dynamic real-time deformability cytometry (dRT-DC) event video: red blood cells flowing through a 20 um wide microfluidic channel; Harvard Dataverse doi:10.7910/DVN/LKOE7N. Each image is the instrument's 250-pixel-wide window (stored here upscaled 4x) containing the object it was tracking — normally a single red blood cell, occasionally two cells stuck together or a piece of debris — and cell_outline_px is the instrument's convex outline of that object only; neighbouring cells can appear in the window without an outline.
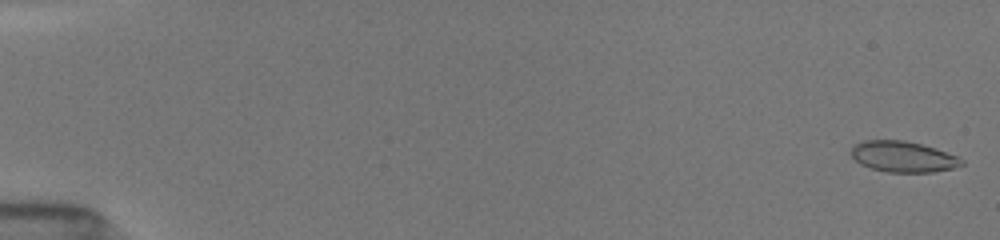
{"species": "common noctule bat (a hibernating species)", "species_latin": "Nyctalus noctula", "temperature_condition": "room temperature", "stored_images_in_passage": 24, "camera_frame_rate_fps": 3000, "um_per_image_px": 0.085, "animal": {"sex": "female", "body_mass_g": 19.5, "forearm_length_mm": 54.1}, "frame": {"image": 1, "passage_image": 1, "time_ms": 0.0, "image_size_px": [1000, 240], "cell_outline_px": [[964, 164], [952, 168], [932, 172], [888, 172], [872, 168], [860, 164], [852, 156], [852, 148], [856, 144], [868, 140], [904, 140], [920, 144], [956, 156], [964, 160]], "centroid_in_image_um": [76.76, 13.32], "position_along_channel_um": 8.2, "area_um2": 19.42}}
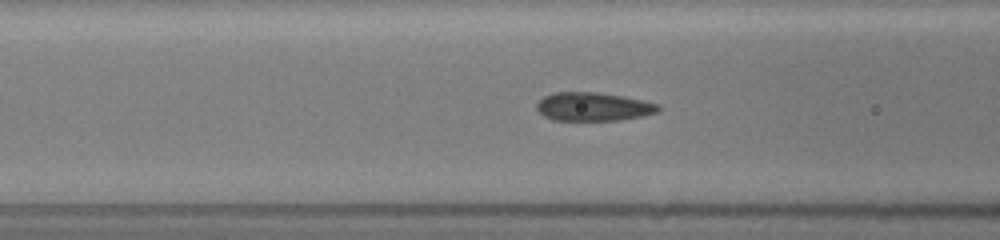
{"frame": {"image": 2, "passage_image": 15, "time_ms": 7.0, "image_size_px": [1000, 240], "cell_outline_px": [[660, 112], [644, 116], [616, 120], [552, 120], [544, 116], [536, 108], [536, 104], [544, 96], [552, 92], [596, 92], [624, 96], [660, 104]], "centroid_in_image_um": [50.45, 9.06], "position_along_channel_um": 116.2, "area_um2": 20.35}}
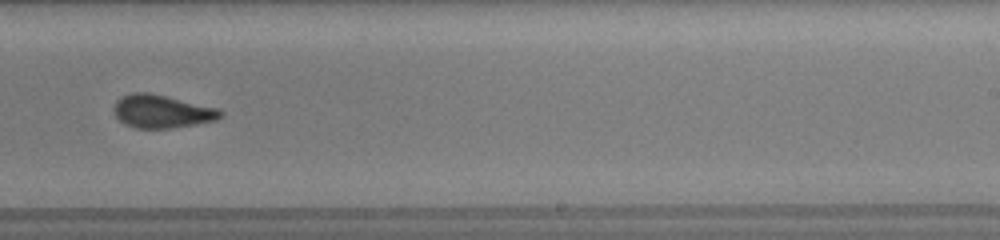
{"frame": {"image": 3, "passage_image": 22, "time_ms": 11.0, "image_size_px": [1000, 240], "cell_outline_px": [[224, 112], [216, 120], [168, 128], [136, 128], [124, 124], [116, 116], [116, 100], [120, 96], [132, 92], [148, 92], [220, 108]], "centroid_in_image_um": [13.76, 9.45], "position_along_channel_um": 275.2, "area_um2": 20.35}}